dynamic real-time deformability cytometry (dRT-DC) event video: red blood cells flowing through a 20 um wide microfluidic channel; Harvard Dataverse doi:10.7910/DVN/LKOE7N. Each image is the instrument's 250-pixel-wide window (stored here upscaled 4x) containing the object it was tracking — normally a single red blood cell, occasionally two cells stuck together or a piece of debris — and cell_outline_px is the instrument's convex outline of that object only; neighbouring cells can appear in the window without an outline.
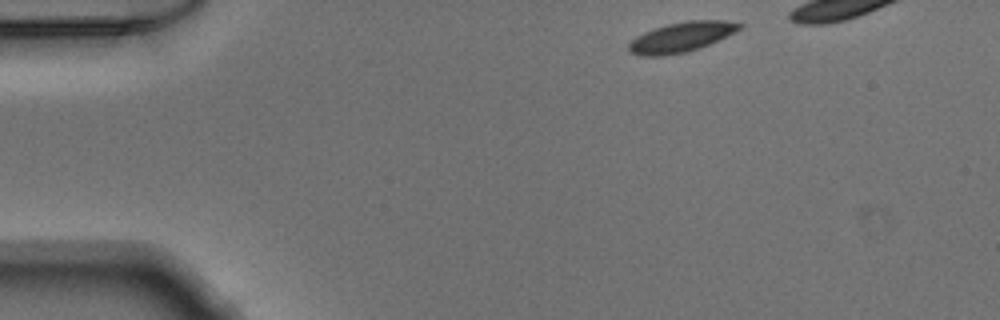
{"species": "Egyptian fruit bat (a non-hibernating species)", "species_latin": "Rousettus aegyptiacus", "temperature_condition": "warm", "stored_images_in_passage": 37, "camera_frame_rate_fps": 3000, "um_per_image_px": 0.085, "animal": {"sex": "male"}, "frame": {"image": 1, "passage_image": 1, "time_ms": 0.0, "image_size_px": [1000, 320], "cell_outline_px": [[744, 24], [740, 28], [708, 44], [684, 52], [664, 56], [640, 56], [628, 52], [628, 44], [636, 36], [644, 32], [668, 24], [688, 20], [724, 20]], "centroid_in_image_um": [57.83, 3.15], "position_along_channel_um": 27.2, "area_um2": 18.9}}
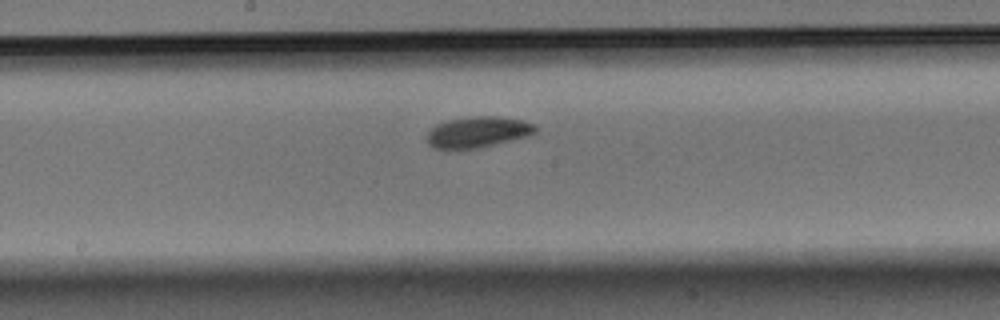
{"frame": {"image": 2, "passage_image": 20, "time_ms": 6.333, "image_size_px": [1000, 320], "cell_outline_px": [[536, 132], [528, 136], [476, 148], [432, 148], [428, 144], [428, 132], [436, 124], [448, 120], [472, 116], [496, 116], [524, 120], [532, 124], [536, 128]], "centroid_in_image_um": [40.61, 11.21], "position_along_channel_um": 207.6, "area_um2": 19.25}}
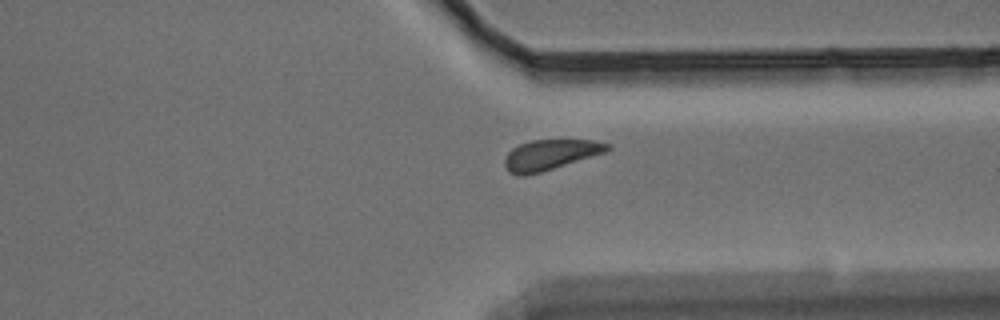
{"frame": {"image": 3, "passage_image": 32, "time_ms": 10.333, "image_size_px": [1000, 320], "cell_outline_px": [[612, 148], [608, 152], [540, 172], [524, 176], [520, 176], [508, 172], [504, 164], [504, 160], [508, 152], [512, 148], [520, 144], [532, 140], [592, 140], [612, 144]], "centroid_in_image_um": [46.8, 13.15], "position_along_channel_um": 364.6, "area_um2": 18.26}}